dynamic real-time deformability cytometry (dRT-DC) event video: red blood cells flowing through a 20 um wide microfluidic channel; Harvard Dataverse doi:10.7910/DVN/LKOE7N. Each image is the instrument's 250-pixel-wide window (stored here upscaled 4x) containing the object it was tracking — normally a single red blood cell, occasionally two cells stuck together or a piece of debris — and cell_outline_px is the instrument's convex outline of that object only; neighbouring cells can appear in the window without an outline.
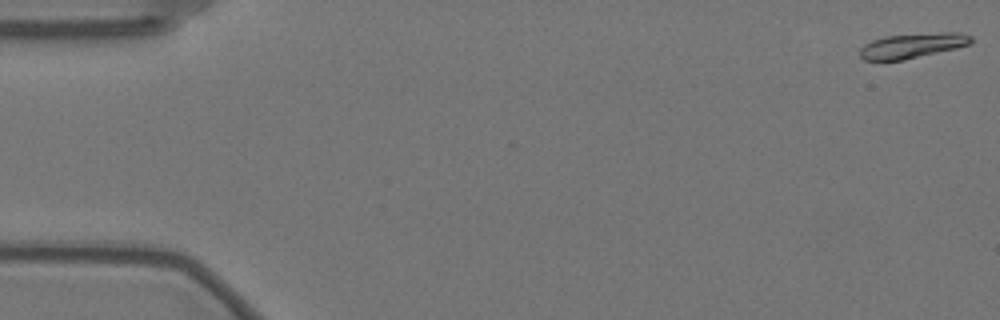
{"species": "Egyptian fruit bat (a non-hibernating species)", "species_latin": "Rousettus aegyptiacus", "temperature_condition": "warm", "stored_images_in_passage": 9, "camera_frame_rate_fps": 3000, "um_per_image_px": 0.085, "animal": {"sex": "female"}, "frame": {"image": 1, "passage_image": 1, "time_ms": 0.0, "image_size_px": [1000, 320], "cell_outline_px": [[972, 40], [968, 44], [956, 48], [904, 60], [864, 60], [860, 56], [860, 48], [864, 44], [872, 40], [884, 36], [944, 32], [960, 32], [972, 36]], "centroid_in_image_um": [77.54, 3.87], "position_along_channel_um": 7.5, "area_um2": 16.07}}